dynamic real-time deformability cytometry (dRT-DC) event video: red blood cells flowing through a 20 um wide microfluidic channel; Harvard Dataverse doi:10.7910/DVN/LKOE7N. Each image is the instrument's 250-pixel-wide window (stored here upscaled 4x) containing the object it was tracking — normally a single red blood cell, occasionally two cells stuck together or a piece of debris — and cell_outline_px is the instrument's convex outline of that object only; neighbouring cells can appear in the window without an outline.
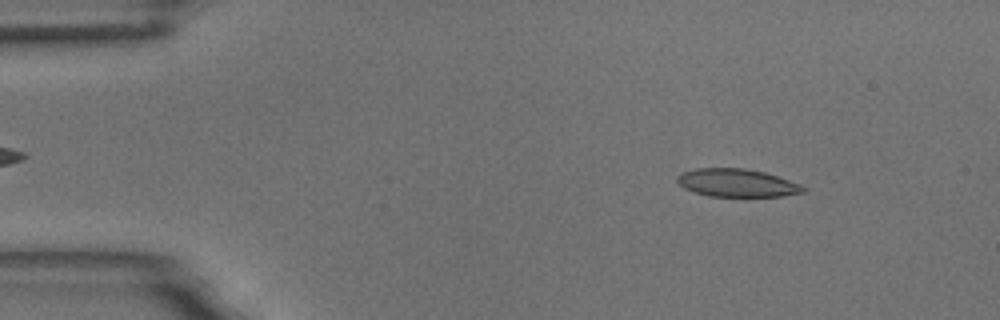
{"species": "common noctule bat (a hibernating species)", "species_latin": "Nyctalus noctula", "temperature_condition": "room temperature", "stored_images_in_passage": 56, "camera_frame_rate_fps": 3000, "um_per_image_px": 0.085, "animal": {"sex": "male", "body_mass_g": 18.8}, "frame": {"image": 1, "passage_image": 7, "time_ms": 2.0, "image_size_px": [1000, 320], "cell_outline_px": [[808, 188], [804, 192], [784, 196], [708, 196], [692, 192], [684, 188], [676, 180], [676, 176], [680, 172], [696, 168], [744, 168], [764, 172], [800, 184]], "centroid_in_image_um": [62.61, 15.54], "position_along_channel_um": 22.4, "area_um2": 20.63}}
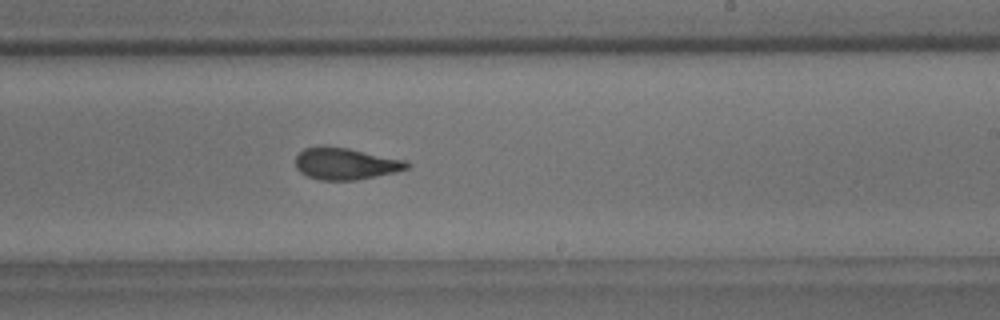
{"frame": {"image": 2, "passage_image": 33, "time_ms": 10.667, "image_size_px": [1000, 320], "cell_outline_px": [[412, 164], [408, 168], [392, 172], [356, 180], [320, 180], [308, 176], [300, 172], [296, 168], [296, 156], [304, 148], [320, 144], [324, 144], [348, 148], [404, 160]], "centroid_in_image_um": [29.31, 13.89], "position_along_channel_um": 259.7, "area_um2": 20.63}}
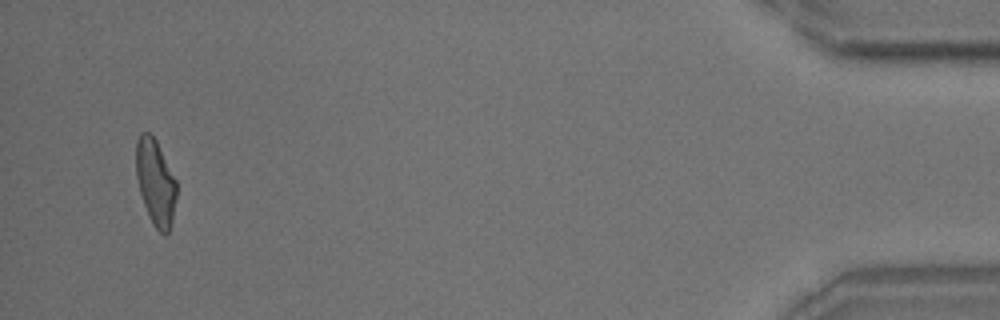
{"frame": {"image": 3, "passage_image": 53, "time_ms": 17.333, "image_size_px": [1000, 320], "cell_outline_px": [[176, 196], [172, 220], [168, 232], [164, 236], [152, 224], [144, 204], [140, 192], [136, 176], [136, 140], [140, 132], [148, 132], [156, 140], [176, 180]], "centroid_in_image_um": [13.2, 15.49], "position_along_channel_um": 422.0, "area_um2": 20.11}, "authors_computed_cell_mechanics": {"area_um2": 20.9814, "velocity_mm_per_s": 3.6295, "shape_relaxation_time_tau1_ms": 7.9729, "shape_relaxation_time_tau2_ms": 1.3338, "deformation_change_tau1": 0.1976, "deformation_change_tau2": 0.08}}